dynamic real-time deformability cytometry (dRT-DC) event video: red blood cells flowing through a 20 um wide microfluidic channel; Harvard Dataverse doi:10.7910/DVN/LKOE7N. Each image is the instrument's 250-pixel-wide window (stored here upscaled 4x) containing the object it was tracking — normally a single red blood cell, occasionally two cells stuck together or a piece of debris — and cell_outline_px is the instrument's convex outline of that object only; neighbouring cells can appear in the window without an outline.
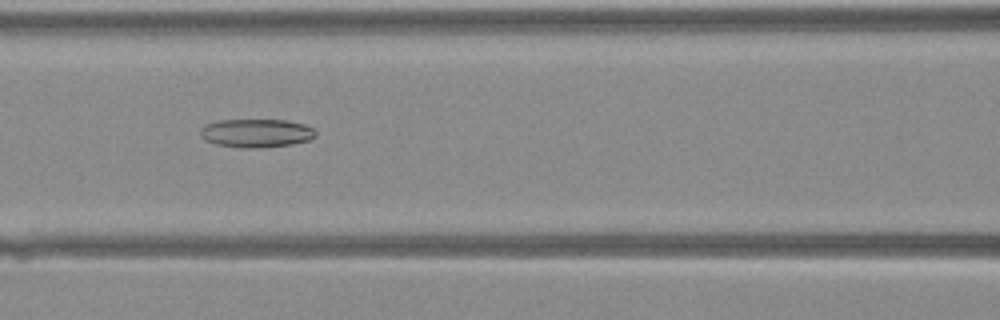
{"species": "Egyptian fruit bat (a non-hibernating species)", "species_latin": "Rousettus aegyptiacus", "temperature_condition": "warm", "stored_images_in_passage": 38, "camera_frame_rate_fps": 3000, "um_per_image_px": 0.085, "animal": {"sex": "female"}, "frame": {"image": 1, "passage_image": 19, "time_ms": 6.0, "image_size_px": [1000, 320], "cell_outline_px": [[316, 136], [308, 140], [292, 144], [256, 148], [240, 148], [216, 144], [204, 140], [200, 136], [200, 128], [204, 124], [216, 120], [288, 120], [304, 124], [312, 128], [316, 132]], "centroid_in_image_um": [21.74, 11.31], "position_along_channel_um": 144.9, "area_um2": 19.31}}
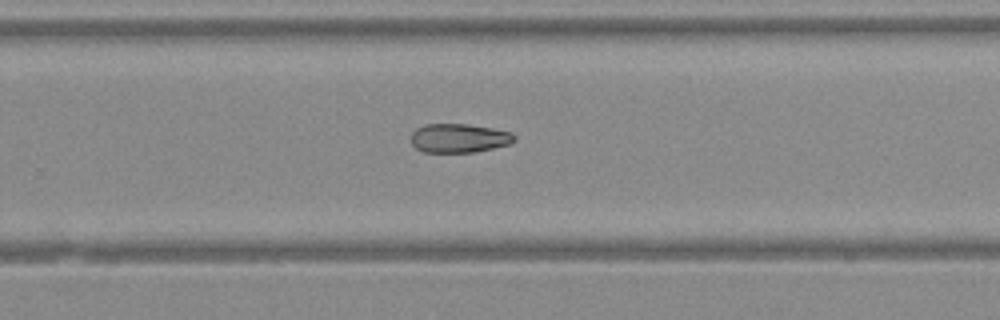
{"frame": {"image": 2, "passage_image": 28, "time_ms": 9.0, "image_size_px": [1000, 320], "cell_outline_px": [[516, 140], [508, 144], [492, 148], [472, 152], [424, 152], [416, 148], [412, 144], [412, 132], [416, 128], [424, 124], [468, 124], [492, 128], [512, 132], [516, 136]], "centroid_in_image_um": [39.01, 11.73], "position_along_channel_um": 290.8, "area_um2": 17.4}}
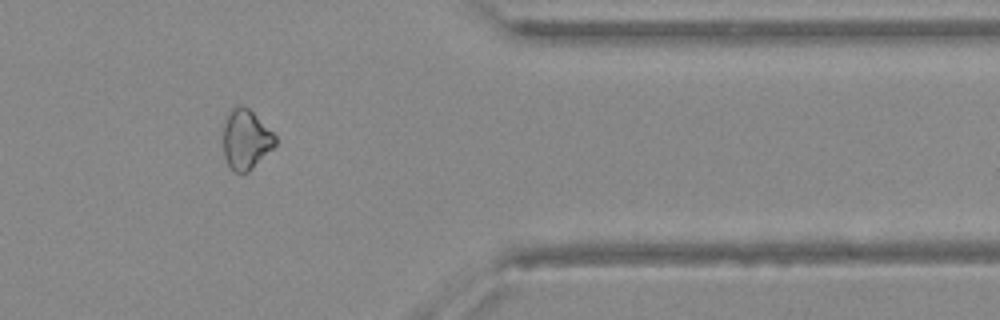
{"frame": {"image": 3, "passage_image": 35, "time_ms": 11.333, "image_size_px": [1000, 320], "cell_outline_px": [[276, 144], [248, 172], [232, 172], [224, 156], [224, 120], [228, 112], [236, 104], [240, 104], [248, 108], [276, 136]], "centroid_in_image_um": [20.87, 11.83], "position_along_channel_um": 390.5, "area_um2": 17.92}}